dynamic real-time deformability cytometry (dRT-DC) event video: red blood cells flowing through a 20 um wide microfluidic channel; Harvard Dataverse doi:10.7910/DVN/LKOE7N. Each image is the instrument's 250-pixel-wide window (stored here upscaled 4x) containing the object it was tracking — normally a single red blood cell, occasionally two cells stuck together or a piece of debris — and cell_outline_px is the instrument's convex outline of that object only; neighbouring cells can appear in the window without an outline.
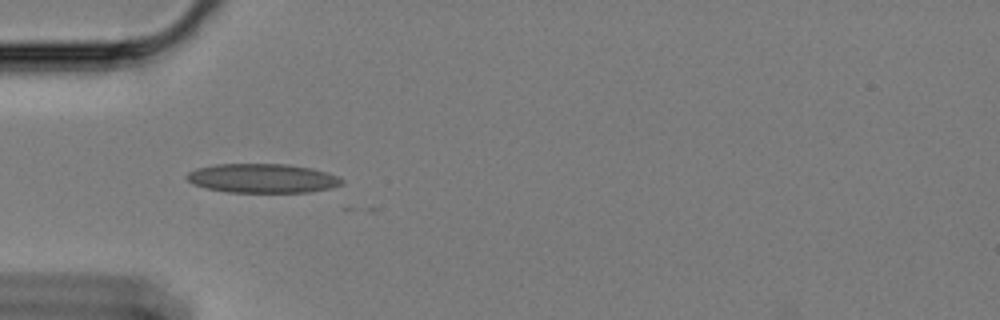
{"species": "Egyptian fruit bat (a non-hibernating species)", "species_latin": "Rousettus aegyptiacus", "temperature_condition": "cold", "stored_images_in_passage": 2, "camera_frame_rate_fps": 3000, "um_per_image_px": 0.085, "animal": {"sex": "female"}, "frame": {"image": 1, "passage_image": 1, "time_ms": 0.0, "image_size_px": [1000, 320], "cell_outline_px": [[344, 184], [332, 188], [308, 192], [228, 192], [208, 188], [192, 184], [184, 176], [188, 172], [196, 168], [216, 164], [288, 164], [312, 168], [328, 172], [344, 180]], "centroid_in_image_um": [22.32, 15.15], "position_along_channel_um": 62.7, "area_um2": 26.47}}